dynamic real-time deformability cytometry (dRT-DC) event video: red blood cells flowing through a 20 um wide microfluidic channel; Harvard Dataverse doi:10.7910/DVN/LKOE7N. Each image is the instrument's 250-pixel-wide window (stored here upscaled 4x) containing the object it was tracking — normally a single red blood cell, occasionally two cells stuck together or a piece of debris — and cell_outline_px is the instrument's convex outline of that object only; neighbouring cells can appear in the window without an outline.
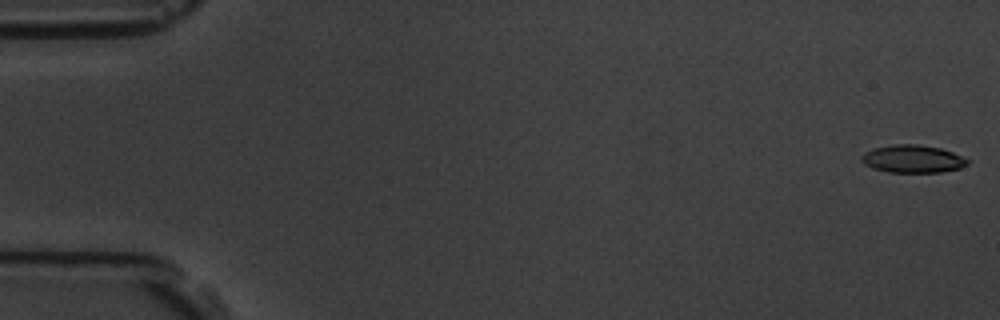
{"species": "common noctule bat (a hibernating species)", "species_latin": "Nyctalus noctula", "temperature_condition": "room temperature", "stored_images_in_passage": 7, "camera_frame_rate_fps": 3000, "um_per_image_px": 0.085, "animal": {"sex": "male", "body_mass_g": 19.5, "forearm_length_mm": 54.6}, "frame": {"image": 1, "passage_image": 1, "time_ms": 0.0, "image_size_px": [1000, 320], "cell_outline_px": [[972, 160], [968, 164], [960, 168], [940, 172], [888, 172], [872, 168], [864, 164], [860, 160], [860, 156], [864, 152], [872, 148], [892, 144], [916, 144], [940, 148], [952, 152]], "centroid_in_image_um": [77.56, 13.5], "position_along_channel_um": 7.4, "area_um2": 17.34}}
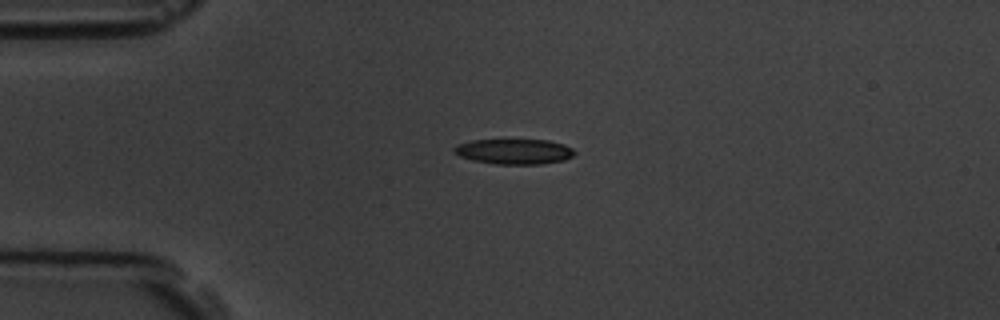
{"frame": {"image": 2, "passage_image": 5, "time_ms": 4.333, "image_size_px": [1000, 320], "cell_outline_px": [[576, 152], [572, 156], [564, 160], [540, 164], [496, 164], [472, 160], [460, 156], [452, 152], [452, 148], [456, 144], [472, 140], [548, 140], [564, 144], [572, 148]], "centroid_in_image_um": [43.67, 12.87], "position_along_channel_um": 41.3, "area_um2": 17.8}}
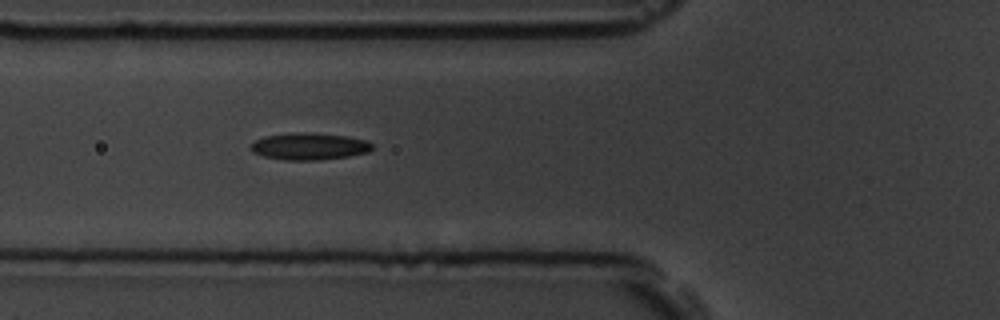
{"frame": {"image": 3, "passage_image": 7, "time_ms": 6.667, "image_size_px": [1000, 320], "cell_outline_px": [[372, 148], [368, 152], [348, 156], [320, 160], [284, 160], [264, 156], [252, 152], [252, 144], [256, 140], [264, 136], [292, 132], [308, 132], [348, 136], [364, 140], [372, 144]], "centroid_in_image_um": [26.28, 12.43], "position_along_channel_um": 99.5, "area_um2": 19.02}}